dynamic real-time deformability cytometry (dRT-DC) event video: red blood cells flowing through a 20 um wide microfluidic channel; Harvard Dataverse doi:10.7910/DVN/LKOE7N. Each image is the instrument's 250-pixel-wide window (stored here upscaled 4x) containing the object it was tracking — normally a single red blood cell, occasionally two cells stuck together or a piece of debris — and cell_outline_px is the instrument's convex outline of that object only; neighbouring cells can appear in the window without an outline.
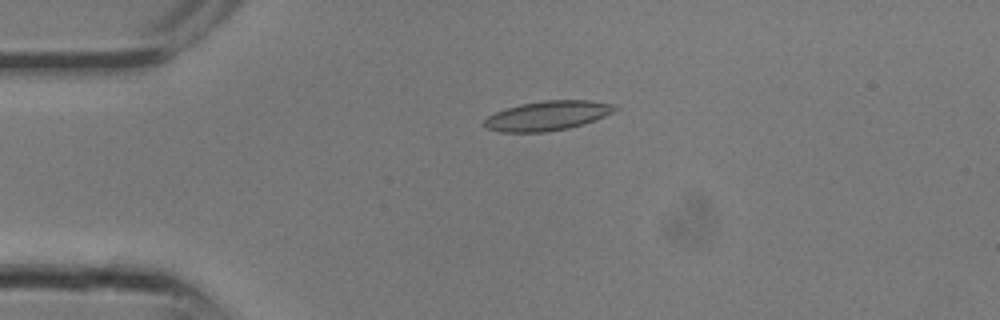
{"species": "common noctule bat (a hibernating species)", "species_latin": "Nyctalus noctula", "temperature_condition": "room temperature", "stored_images_in_passage": 17, "camera_frame_rate_fps": 3000, "um_per_image_px": 0.085, "animal": {"sex": "male", "body_mass_g": 13.3}, "frame": {"image": 1, "passage_image": 7, "time_ms": 2.0, "image_size_px": [1000, 320], "cell_outline_px": [[620, 108], [604, 116], [584, 124], [568, 128], [544, 132], [500, 132], [484, 128], [484, 120], [488, 116], [496, 112], [520, 104], [544, 100], [588, 100], [612, 104]], "centroid_in_image_um": [46.52, 9.84], "position_along_channel_um": 38.5, "area_um2": 22.37}}
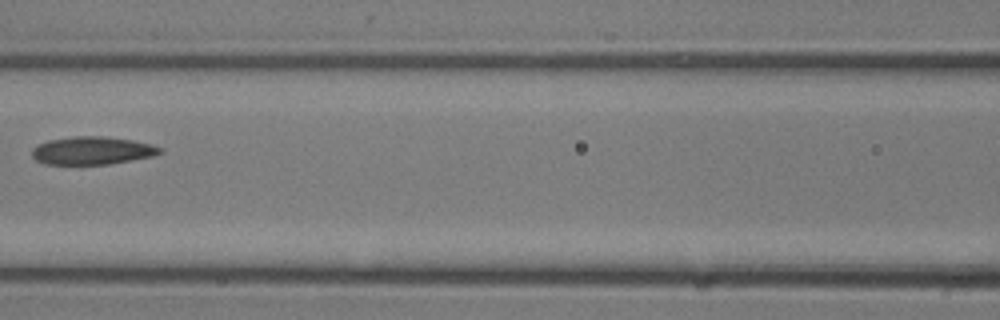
{"frame": {"image": 2, "passage_image": 13, "time_ms": 4.0, "image_size_px": [1000, 320], "cell_outline_px": [[164, 152], [152, 156], [108, 164], [44, 164], [36, 160], [32, 156], [32, 148], [36, 144], [48, 140], [76, 136], [100, 136], [132, 140], [152, 144], [160, 148]], "centroid_in_image_um": [7.8, 12.8], "position_along_channel_um": 158.8, "area_um2": 20.75}}
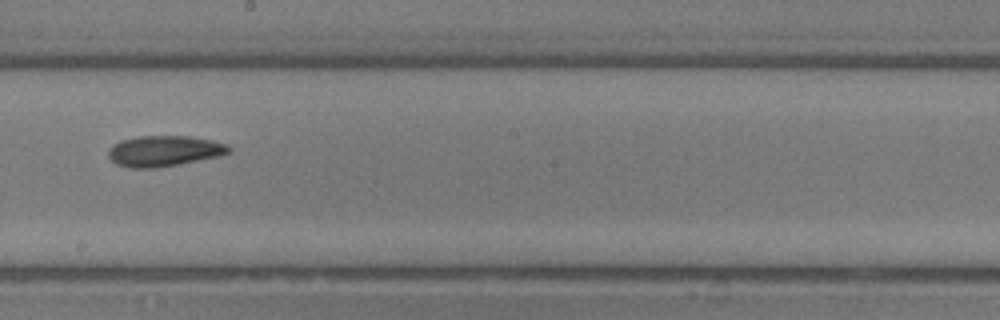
{"frame": {"image": 3, "passage_image": 16, "time_ms": 5.0, "image_size_px": [1000, 320], "cell_outline_px": [[232, 152], [220, 156], [180, 164], [156, 168], [128, 168], [116, 164], [108, 156], [108, 148], [120, 140], [140, 136], [188, 136], [212, 140], [228, 144], [232, 148]], "centroid_in_image_um": [13.97, 12.84], "position_along_channel_um": 234.2, "area_um2": 21.85}}